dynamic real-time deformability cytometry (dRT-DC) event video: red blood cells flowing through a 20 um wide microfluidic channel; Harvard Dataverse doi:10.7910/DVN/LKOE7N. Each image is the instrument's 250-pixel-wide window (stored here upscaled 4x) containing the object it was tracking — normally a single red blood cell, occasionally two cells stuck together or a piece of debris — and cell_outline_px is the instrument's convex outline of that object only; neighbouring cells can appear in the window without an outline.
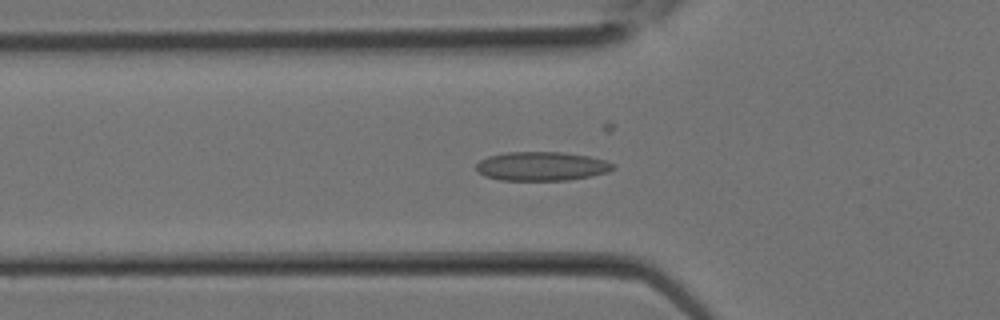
{"species": "Egyptian fruit bat (a non-hibernating species)", "species_latin": "Rousettus aegyptiacus", "temperature_condition": "room temperature", "stored_images_in_passage": 25, "camera_frame_rate_fps": 3000, "um_per_image_px": 0.085, "animal": {"sex": "female"}, "frame": {"image": 1, "passage_image": 6, "time_ms": 1.667, "image_size_px": [1000, 320], "cell_outline_px": [[616, 168], [608, 172], [592, 176], [568, 180], [500, 180], [484, 176], [476, 168], [476, 164], [480, 160], [488, 156], [508, 152], [564, 152], [588, 156], [604, 160], [612, 164]], "centroid_in_image_um": [46.04, 14.13], "position_along_channel_um": 79.8, "area_um2": 23.06}}
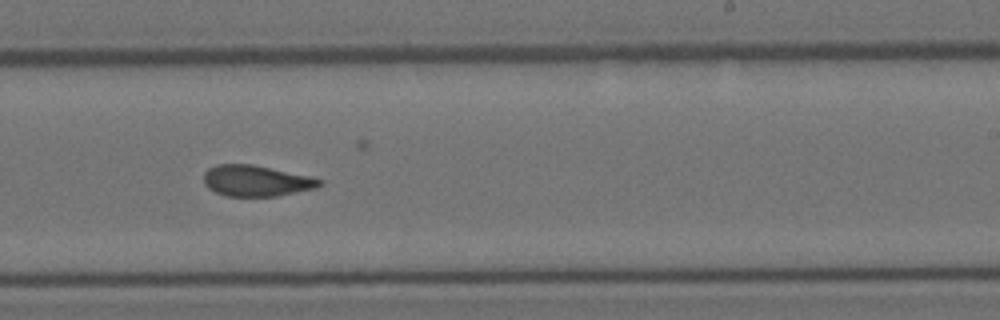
{"frame": {"image": 2, "passage_image": 14, "time_ms": 4.333, "image_size_px": [1000, 320], "cell_outline_px": [[324, 184], [316, 188], [276, 196], [228, 196], [216, 192], [208, 188], [204, 184], [204, 172], [208, 168], [216, 164], [252, 164], [308, 176], [324, 180]], "centroid_in_image_um": [21.77, 15.36], "position_along_channel_um": 267.2, "area_um2": 20.87}}
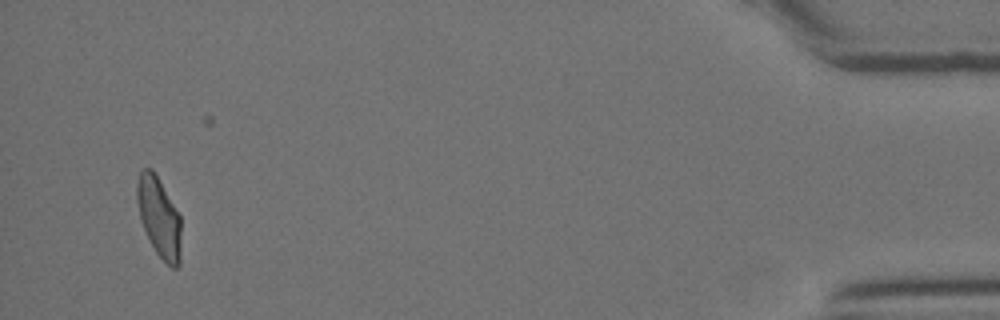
{"frame": {"image": 3, "passage_image": 24, "time_ms": 7.667, "image_size_px": [1000, 320], "cell_outline_px": [[180, 264], [176, 268], [172, 268], [156, 252], [144, 228], [140, 216], [136, 200], [136, 184], [140, 172], [144, 168], [152, 168], [180, 216]], "centroid_in_image_um": [13.51, 18.45], "position_along_channel_um": 421.7, "area_um2": 20.11}}